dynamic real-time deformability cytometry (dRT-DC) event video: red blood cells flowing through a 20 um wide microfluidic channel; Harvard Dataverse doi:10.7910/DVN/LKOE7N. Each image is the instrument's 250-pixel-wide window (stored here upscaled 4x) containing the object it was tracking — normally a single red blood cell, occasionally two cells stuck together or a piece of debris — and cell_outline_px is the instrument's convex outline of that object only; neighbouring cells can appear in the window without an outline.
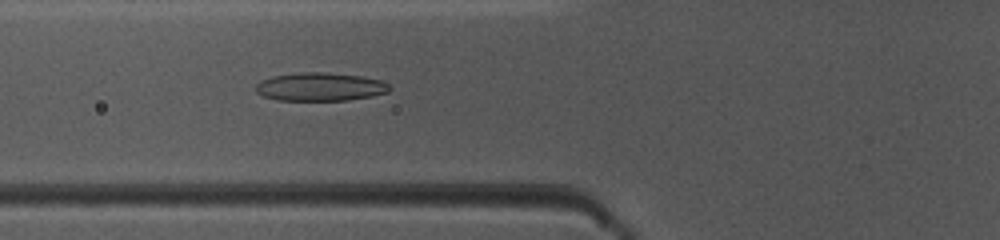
{"species": "common noctule bat (a hibernating species)", "species_latin": "Nyctalus noctula", "temperature_condition": "warm", "stored_images_in_passage": 48, "camera_frame_rate_fps": 3000, "um_per_image_px": 0.085, "animal": {"sex": "female", "body_mass_g": 10.0, "forearm_length_mm": 53.1}, "frame": {"image": 1, "passage_image": 18, "time_ms": 5.667, "image_size_px": [1000, 240], "cell_outline_px": [[392, 88], [388, 92], [372, 96], [348, 100], [276, 100], [264, 96], [256, 92], [256, 84], [260, 80], [272, 76], [304, 72], [324, 72], [360, 76], [384, 80]], "centroid_in_image_um": [27.23, 7.37], "position_along_channel_um": 98.6, "area_um2": 22.14}}
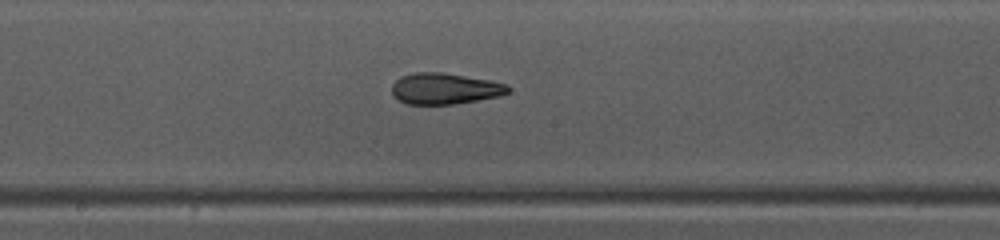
{"frame": {"image": 2, "passage_image": 26, "time_ms": 8.333, "image_size_px": [1000, 240], "cell_outline_px": [[508, 92], [500, 96], [456, 104], [408, 104], [392, 96], [392, 84], [396, 80], [412, 72], [444, 72], [492, 80], [508, 84]], "centroid_in_image_um": [37.82, 7.52], "position_along_channel_um": 210.4, "area_um2": 21.21}}
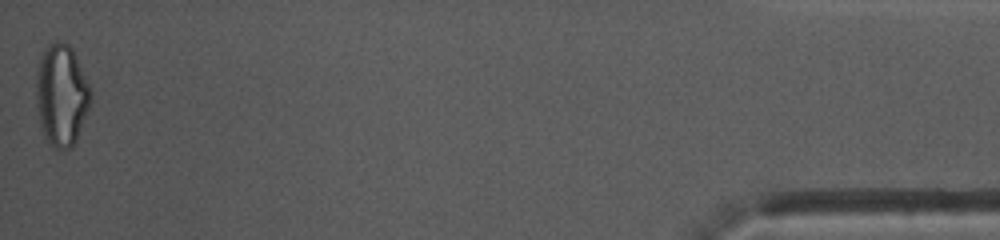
{"frame": {"image": 3, "passage_image": 48, "time_ms": 15.667, "image_size_px": [1000, 240], "cell_outline_px": [[92, 100], [76, 140], [72, 148], [52, 148], [44, 136], [40, 124], [36, 104], [36, 72], [44, 48], [48, 44], [56, 40], [60, 40], [68, 44], [72, 48], [76, 56], [92, 92]], "centroid_in_image_um": [5.22, 8.07], "position_along_channel_um": 430.0, "area_um2": 32.48}, "authors_computed_cell_mechanics": {"area_um2": 22.2819, "velocity_mm_per_s": 4.1562, "shape_relaxation_time_tau1_ms": 3.4478, "shape_relaxation_time_tau2_ms": 2.192, "deformation_change_tau1": 0.1678, "deformation_change_tau2": 0.1113}}